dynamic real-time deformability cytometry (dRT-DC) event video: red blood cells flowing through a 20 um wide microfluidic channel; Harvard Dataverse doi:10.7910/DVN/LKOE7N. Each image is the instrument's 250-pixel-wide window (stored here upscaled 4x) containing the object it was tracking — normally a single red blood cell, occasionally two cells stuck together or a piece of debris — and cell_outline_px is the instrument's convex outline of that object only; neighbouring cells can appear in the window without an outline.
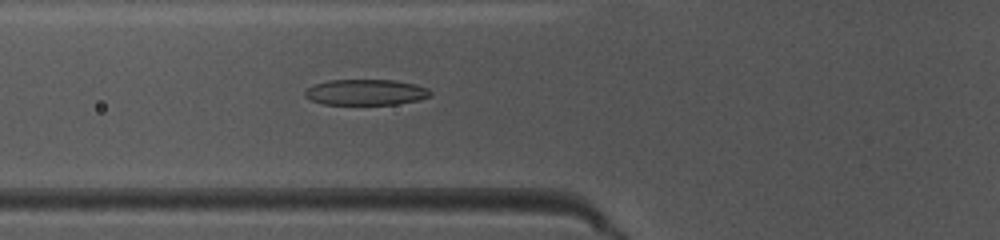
{"species": "common noctule bat (a hibernating species)", "species_latin": "Nyctalus noctula", "temperature_condition": "warm", "stored_images_in_passage": 50, "camera_frame_rate_fps": 3000, "um_per_image_px": 0.085, "animal": {"sex": "female", "body_mass_g": 10.0, "forearm_length_mm": 53.1}, "frame": {"image": 1, "passage_image": 19, "time_ms": 6.0, "image_size_px": [1000, 240], "cell_outline_px": [[432, 92], [428, 96], [420, 100], [396, 104], [324, 104], [312, 100], [304, 96], [304, 92], [308, 88], [316, 84], [328, 80], [392, 80], [416, 84], [428, 88]], "centroid_in_image_um": [31.11, 7.84], "position_along_channel_um": 94.7, "area_um2": 18.73}}
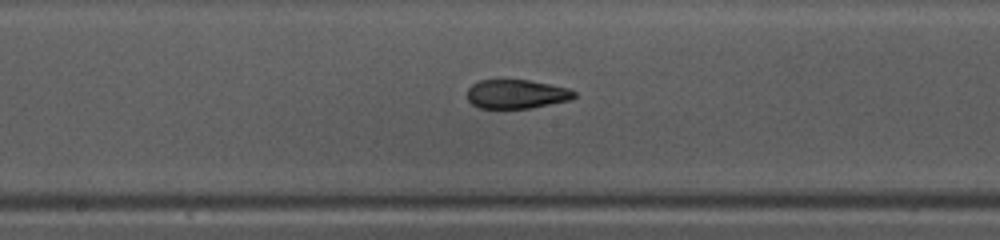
{"frame": {"image": 2, "passage_image": 27, "time_ms": 8.667, "image_size_px": [1000, 240], "cell_outline_px": [[576, 96], [568, 100], [532, 108], [480, 108], [472, 104], [468, 100], [468, 88], [472, 84], [480, 80], [528, 80], [568, 88], [576, 92]], "centroid_in_image_um": [43.89, 8.0], "position_along_channel_um": 204.3, "area_um2": 17.92}}
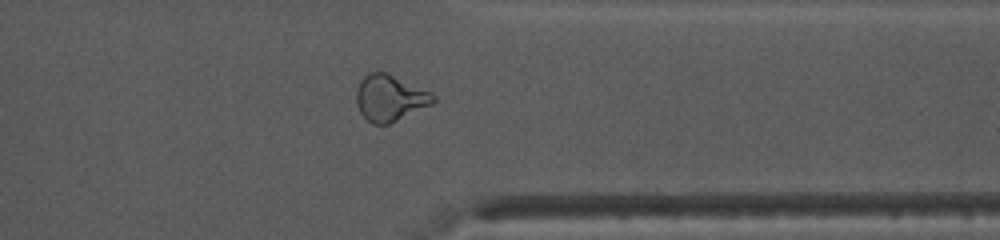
{"frame": {"image": 3, "passage_image": 40, "time_ms": 13.0, "image_size_px": [1000, 240], "cell_outline_px": [[436, 100], [432, 104], [388, 124], [372, 124], [360, 112], [356, 104], [356, 92], [360, 80], [368, 72], [384, 72], [432, 92], [436, 96]], "centroid_in_image_um": [33.13, 8.33], "position_along_channel_um": 378.3, "area_um2": 20.52}, "authors_computed_cell_mechanics": {"area_um2": 19.4786, "velocity_mm_per_s": 4.0691, "shape_relaxation_time_tau1_ms": null, "shape_relaxation_time_tau2_ms": 1.2777, "deformation_change_tau1": null, "deformation_change_tau2": 0.078}}